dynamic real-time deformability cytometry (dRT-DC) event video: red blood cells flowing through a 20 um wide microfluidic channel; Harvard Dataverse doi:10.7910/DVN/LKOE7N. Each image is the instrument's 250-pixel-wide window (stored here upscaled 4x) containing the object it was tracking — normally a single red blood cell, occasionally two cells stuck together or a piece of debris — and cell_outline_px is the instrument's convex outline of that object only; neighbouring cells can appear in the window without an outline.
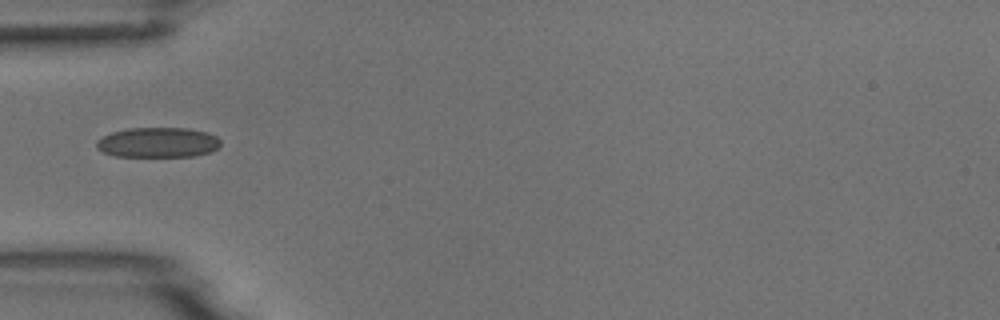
{"species": "common noctule bat (a hibernating species)", "species_latin": "Nyctalus noctula", "temperature_condition": "room temperature", "stored_images_in_passage": 37, "camera_frame_rate_fps": 3000, "um_per_image_px": 0.085, "animal": {"sex": "male", "body_mass_g": 18.8}, "frame": {"image": 1, "passage_image": 1, "time_ms": 0.0, "image_size_px": [1000, 320], "cell_outline_px": [[220, 144], [212, 152], [196, 156], [116, 156], [104, 152], [96, 148], [96, 140], [112, 132], [128, 128], [188, 128], [208, 132], [216, 136], [220, 140]], "centroid_in_image_um": [13.44, 12.1], "position_along_channel_um": 71.6, "area_um2": 21.79}}
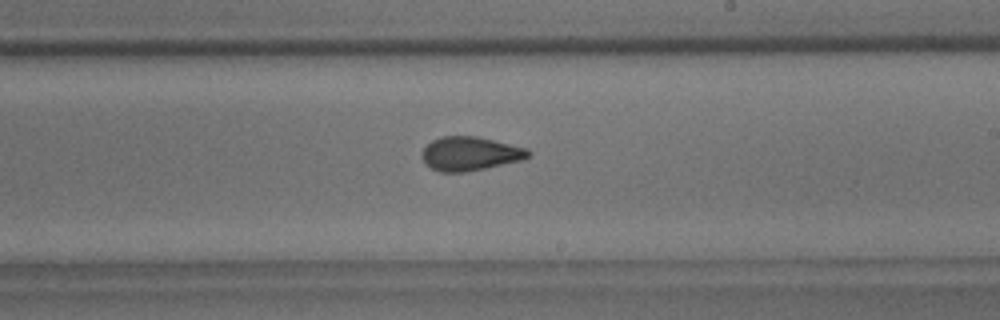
{"frame": {"image": 2, "passage_image": 15, "time_ms": 4.667, "image_size_px": [1000, 320], "cell_outline_px": [[532, 152], [524, 160], [464, 172], [440, 172], [432, 168], [420, 156], [424, 148], [432, 140], [440, 136], [476, 136], [528, 148]], "centroid_in_image_um": [39.97, 13.05], "position_along_channel_um": 249.0, "area_um2": 20.92}}
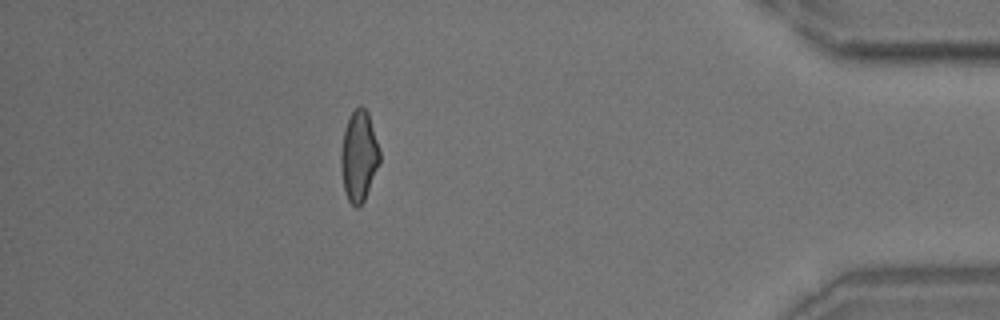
{"frame": {"image": 3, "passage_image": 31, "time_ms": 10.0, "image_size_px": [1000, 320], "cell_outline_px": [[380, 164], [364, 200], [360, 208], [356, 208], [348, 200], [344, 188], [340, 168], [340, 152], [344, 128], [352, 112], [360, 104], [368, 112], [380, 152]], "centroid_in_image_um": [30.5, 13.29], "position_along_channel_um": 404.7, "area_um2": 20.58}, "authors_computed_cell_mechanics": {"area_um2": 20.7502, "velocity_mm_per_s": 3.7703, "shape_relaxation_time_tau1_ms": 10.1879, "shape_relaxation_time_tau2_ms": 1.5073, "deformation_change_tau1": 0.1961, "deformation_change_tau2": 0.0755}}